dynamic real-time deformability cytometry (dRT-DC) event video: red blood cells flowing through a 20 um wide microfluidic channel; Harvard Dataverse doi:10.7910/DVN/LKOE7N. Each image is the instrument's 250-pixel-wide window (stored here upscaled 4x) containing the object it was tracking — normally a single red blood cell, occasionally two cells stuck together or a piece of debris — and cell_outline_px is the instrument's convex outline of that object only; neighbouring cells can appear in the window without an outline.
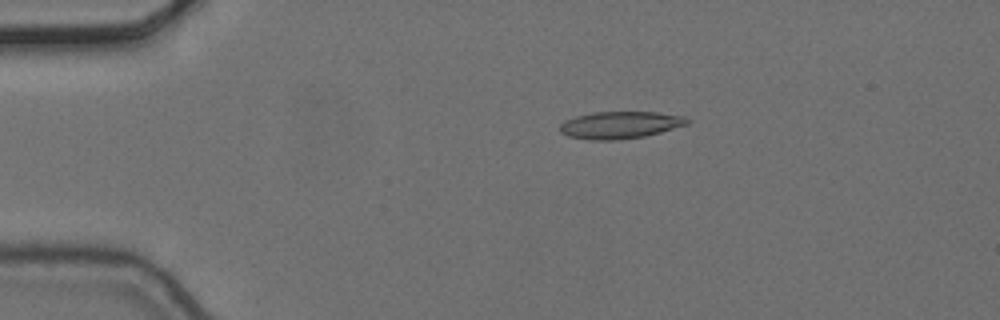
{"species": "common noctule bat (a hibernating species)", "species_latin": "Nyctalus noctula", "temperature_condition": "cold", "stored_images_in_passage": 4, "camera_frame_rate_fps": 3000, "um_per_image_px": 0.085, "animal": {"sex": "female", "body_mass_g": 24.6, "forearm_length_mm": 56.2}, "frame": {"image": 1, "passage_image": 1, "time_ms": 0.0, "image_size_px": [1000, 320], "cell_outline_px": [[692, 120], [688, 124], [660, 132], [644, 136], [616, 140], [592, 140], [568, 136], [560, 132], [560, 124], [564, 120], [576, 116], [592, 112], [656, 112], [684, 116]], "centroid_in_image_um": [52.71, 10.62], "position_along_channel_um": 32.3, "area_um2": 20.17}}
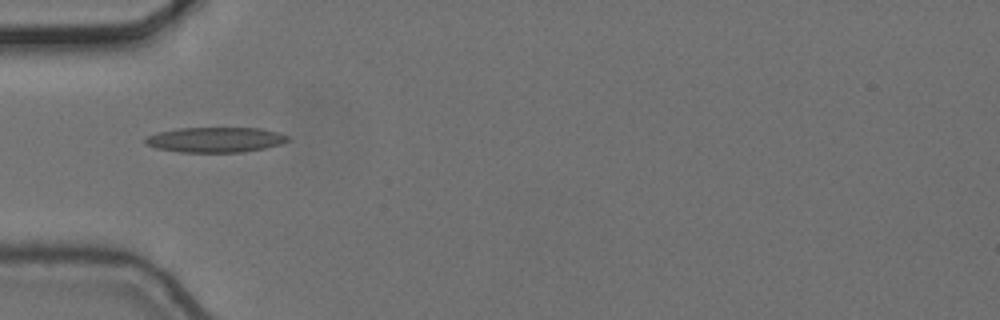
{"frame": {"image": 2, "passage_image": 3, "time_ms": 0.667, "image_size_px": [1000, 320], "cell_outline_px": [[292, 140], [280, 144], [264, 148], [244, 152], [180, 152], [156, 148], [144, 144], [144, 140], [148, 136], [156, 132], [176, 128], [264, 128], [280, 132], [288, 136]], "centroid_in_image_um": [18.32, 11.87], "position_along_channel_um": 66.7, "area_um2": 21.15}}
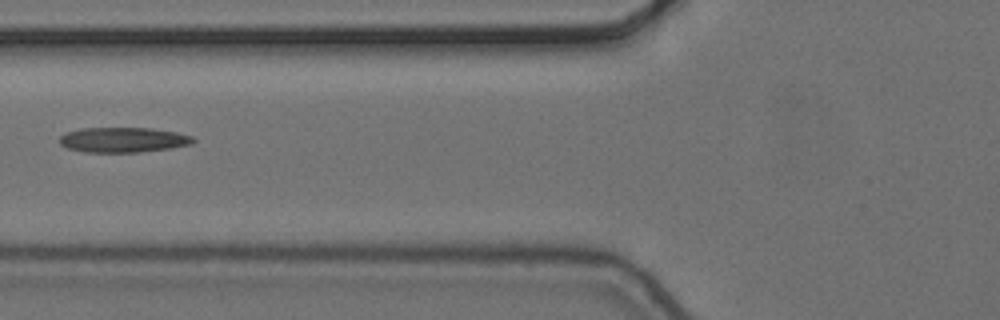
{"frame": {"image": 3, "passage_image": 4, "time_ms": 1.0, "image_size_px": [1000, 320], "cell_outline_px": [[196, 140], [192, 144], [172, 148], [140, 152], [84, 152], [68, 148], [60, 144], [60, 136], [64, 132], [80, 128], [152, 128], [176, 132], [192, 136]], "centroid_in_image_um": [10.47, 11.88], "position_along_channel_um": 115.3, "area_um2": 19.65}}